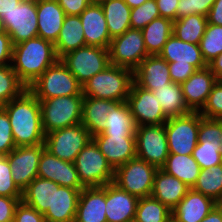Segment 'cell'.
Wrapping results in <instances>:
<instances>
[{
    "mask_svg": "<svg viewBox=\"0 0 222 222\" xmlns=\"http://www.w3.org/2000/svg\"><path fill=\"white\" fill-rule=\"evenodd\" d=\"M2 107L8 114L16 147L44 144L40 103L28 88Z\"/></svg>",
    "mask_w": 222,
    "mask_h": 222,
    "instance_id": "1",
    "label": "cell"
},
{
    "mask_svg": "<svg viewBox=\"0 0 222 222\" xmlns=\"http://www.w3.org/2000/svg\"><path fill=\"white\" fill-rule=\"evenodd\" d=\"M57 60L54 44L39 36L13 45L11 66L27 88Z\"/></svg>",
    "mask_w": 222,
    "mask_h": 222,
    "instance_id": "2",
    "label": "cell"
},
{
    "mask_svg": "<svg viewBox=\"0 0 222 222\" xmlns=\"http://www.w3.org/2000/svg\"><path fill=\"white\" fill-rule=\"evenodd\" d=\"M134 82V71L109 65L82 85L84 96L126 102Z\"/></svg>",
    "mask_w": 222,
    "mask_h": 222,
    "instance_id": "3",
    "label": "cell"
},
{
    "mask_svg": "<svg viewBox=\"0 0 222 222\" xmlns=\"http://www.w3.org/2000/svg\"><path fill=\"white\" fill-rule=\"evenodd\" d=\"M84 95L58 96L39 101L45 134L81 123Z\"/></svg>",
    "mask_w": 222,
    "mask_h": 222,
    "instance_id": "4",
    "label": "cell"
},
{
    "mask_svg": "<svg viewBox=\"0 0 222 222\" xmlns=\"http://www.w3.org/2000/svg\"><path fill=\"white\" fill-rule=\"evenodd\" d=\"M28 89L39 101L58 96L83 95L82 85L60 59L49 66Z\"/></svg>",
    "mask_w": 222,
    "mask_h": 222,
    "instance_id": "5",
    "label": "cell"
},
{
    "mask_svg": "<svg viewBox=\"0 0 222 222\" xmlns=\"http://www.w3.org/2000/svg\"><path fill=\"white\" fill-rule=\"evenodd\" d=\"M157 170L156 166L136 156L114 170L113 183L138 198L151 196Z\"/></svg>",
    "mask_w": 222,
    "mask_h": 222,
    "instance_id": "6",
    "label": "cell"
},
{
    "mask_svg": "<svg viewBox=\"0 0 222 222\" xmlns=\"http://www.w3.org/2000/svg\"><path fill=\"white\" fill-rule=\"evenodd\" d=\"M74 164L84 187H101L113 182L114 169L93 140L79 152Z\"/></svg>",
    "mask_w": 222,
    "mask_h": 222,
    "instance_id": "7",
    "label": "cell"
},
{
    "mask_svg": "<svg viewBox=\"0 0 222 222\" xmlns=\"http://www.w3.org/2000/svg\"><path fill=\"white\" fill-rule=\"evenodd\" d=\"M60 60L81 85L111 65L108 48L95 46L75 49Z\"/></svg>",
    "mask_w": 222,
    "mask_h": 222,
    "instance_id": "8",
    "label": "cell"
},
{
    "mask_svg": "<svg viewBox=\"0 0 222 222\" xmlns=\"http://www.w3.org/2000/svg\"><path fill=\"white\" fill-rule=\"evenodd\" d=\"M200 113L170 117L165 123L169 153L192 155L198 143Z\"/></svg>",
    "mask_w": 222,
    "mask_h": 222,
    "instance_id": "9",
    "label": "cell"
},
{
    "mask_svg": "<svg viewBox=\"0 0 222 222\" xmlns=\"http://www.w3.org/2000/svg\"><path fill=\"white\" fill-rule=\"evenodd\" d=\"M192 156L201 169L222 164V119H209L200 114L198 143Z\"/></svg>",
    "mask_w": 222,
    "mask_h": 222,
    "instance_id": "10",
    "label": "cell"
},
{
    "mask_svg": "<svg viewBox=\"0 0 222 222\" xmlns=\"http://www.w3.org/2000/svg\"><path fill=\"white\" fill-rule=\"evenodd\" d=\"M92 140L90 132L80 123L45 134V149L57 158L75 162L79 152Z\"/></svg>",
    "mask_w": 222,
    "mask_h": 222,
    "instance_id": "11",
    "label": "cell"
},
{
    "mask_svg": "<svg viewBox=\"0 0 222 222\" xmlns=\"http://www.w3.org/2000/svg\"><path fill=\"white\" fill-rule=\"evenodd\" d=\"M110 64L135 70L149 54L145 48L141 29H128L112 38L109 45Z\"/></svg>",
    "mask_w": 222,
    "mask_h": 222,
    "instance_id": "12",
    "label": "cell"
},
{
    "mask_svg": "<svg viewBox=\"0 0 222 222\" xmlns=\"http://www.w3.org/2000/svg\"><path fill=\"white\" fill-rule=\"evenodd\" d=\"M135 136L136 156L161 168L169 155L165 124L137 126Z\"/></svg>",
    "mask_w": 222,
    "mask_h": 222,
    "instance_id": "13",
    "label": "cell"
},
{
    "mask_svg": "<svg viewBox=\"0 0 222 222\" xmlns=\"http://www.w3.org/2000/svg\"><path fill=\"white\" fill-rule=\"evenodd\" d=\"M1 19L13 45L38 36L36 0H21Z\"/></svg>",
    "mask_w": 222,
    "mask_h": 222,
    "instance_id": "14",
    "label": "cell"
},
{
    "mask_svg": "<svg viewBox=\"0 0 222 222\" xmlns=\"http://www.w3.org/2000/svg\"><path fill=\"white\" fill-rule=\"evenodd\" d=\"M126 102L136 127L165 124L168 119L153 92L141 88L135 82L131 86Z\"/></svg>",
    "mask_w": 222,
    "mask_h": 222,
    "instance_id": "15",
    "label": "cell"
},
{
    "mask_svg": "<svg viewBox=\"0 0 222 222\" xmlns=\"http://www.w3.org/2000/svg\"><path fill=\"white\" fill-rule=\"evenodd\" d=\"M44 149L45 144L15 147L7 155L13 181L21 191L38 177V164Z\"/></svg>",
    "mask_w": 222,
    "mask_h": 222,
    "instance_id": "16",
    "label": "cell"
},
{
    "mask_svg": "<svg viewBox=\"0 0 222 222\" xmlns=\"http://www.w3.org/2000/svg\"><path fill=\"white\" fill-rule=\"evenodd\" d=\"M38 177L80 191L85 188L79 180L75 164L57 158L46 149L43 150L38 164Z\"/></svg>",
    "mask_w": 222,
    "mask_h": 222,
    "instance_id": "17",
    "label": "cell"
},
{
    "mask_svg": "<svg viewBox=\"0 0 222 222\" xmlns=\"http://www.w3.org/2000/svg\"><path fill=\"white\" fill-rule=\"evenodd\" d=\"M92 140L114 170L136 157L135 135H95Z\"/></svg>",
    "mask_w": 222,
    "mask_h": 222,
    "instance_id": "18",
    "label": "cell"
},
{
    "mask_svg": "<svg viewBox=\"0 0 222 222\" xmlns=\"http://www.w3.org/2000/svg\"><path fill=\"white\" fill-rule=\"evenodd\" d=\"M217 80L207 66L196 70L181 84L185 103L192 112H199L203 108Z\"/></svg>",
    "mask_w": 222,
    "mask_h": 222,
    "instance_id": "19",
    "label": "cell"
},
{
    "mask_svg": "<svg viewBox=\"0 0 222 222\" xmlns=\"http://www.w3.org/2000/svg\"><path fill=\"white\" fill-rule=\"evenodd\" d=\"M139 198L122 190L113 182L106 184L107 222H133Z\"/></svg>",
    "mask_w": 222,
    "mask_h": 222,
    "instance_id": "20",
    "label": "cell"
},
{
    "mask_svg": "<svg viewBox=\"0 0 222 222\" xmlns=\"http://www.w3.org/2000/svg\"><path fill=\"white\" fill-rule=\"evenodd\" d=\"M79 17L84 31L86 46L109 48L112 38L109 35L101 4L90 3Z\"/></svg>",
    "mask_w": 222,
    "mask_h": 222,
    "instance_id": "21",
    "label": "cell"
},
{
    "mask_svg": "<svg viewBox=\"0 0 222 222\" xmlns=\"http://www.w3.org/2000/svg\"><path fill=\"white\" fill-rule=\"evenodd\" d=\"M134 82L149 91L172 83L168 62L159 55H148L134 70Z\"/></svg>",
    "mask_w": 222,
    "mask_h": 222,
    "instance_id": "22",
    "label": "cell"
},
{
    "mask_svg": "<svg viewBox=\"0 0 222 222\" xmlns=\"http://www.w3.org/2000/svg\"><path fill=\"white\" fill-rule=\"evenodd\" d=\"M217 204L212 198L190 188L172 210V222H200Z\"/></svg>",
    "mask_w": 222,
    "mask_h": 222,
    "instance_id": "23",
    "label": "cell"
},
{
    "mask_svg": "<svg viewBox=\"0 0 222 222\" xmlns=\"http://www.w3.org/2000/svg\"><path fill=\"white\" fill-rule=\"evenodd\" d=\"M106 185L81 190L74 222H107Z\"/></svg>",
    "mask_w": 222,
    "mask_h": 222,
    "instance_id": "24",
    "label": "cell"
},
{
    "mask_svg": "<svg viewBox=\"0 0 222 222\" xmlns=\"http://www.w3.org/2000/svg\"><path fill=\"white\" fill-rule=\"evenodd\" d=\"M79 189L53 186L52 207L44 214L46 222H74L80 196Z\"/></svg>",
    "mask_w": 222,
    "mask_h": 222,
    "instance_id": "25",
    "label": "cell"
},
{
    "mask_svg": "<svg viewBox=\"0 0 222 222\" xmlns=\"http://www.w3.org/2000/svg\"><path fill=\"white\" fill-rule=\"evenodd\" d=\"M38 36L56 43L65 19L64 10L57 0H36Z\"/></svg>",
    "mask_w": 222,
    "mask_h": 222,
    "instance_id": "26",
    "label": "cell"
},
{
    "mask_svg": "<svg viewBox=\"0 0 222 222\" xmlns=\"http://www.w3.org/2000/svg\"><path fill=\"white\" fill-rule=\"evenodd\" d=\"M189 189L190 187L184 182L159 168L154 176L151 196L172 211Z\"/></svg>",
    "mask_w": 222,
    "mask_h": 222,
    "instance_id": "27",
    "label": "cell"
},
{
    "mask_svg": "<svg viewBox=\"0 0 222 222\" xmlns=\"http://www.w3.org/2000/svg\"><path fill=\"white\" fill-rule=\"evenodd\" d=\"M159 56L167 62L191 64L197 70L208 66L203 59L199 44L184 42L178 39L174 34L168 38Z\"/></svg>",
    "mask_w": 222,
    "mask_h": 222,
    "instance_id": "28",
    "label": "cell"
},
{
    "mask_svg": "<svg viewBox=\"0 0 222 222\" xmlns=\"http://www.w3.org/2000/svg\"><path fill=\"white\" fill-rule=\"evenodd\" d=\"M119 101L84 96L81 124L93 136L105 131L107 115Z\"/></svg>",
    "mask_w": 222,
    "mask_h": 222,
    "instance_id": "29",
    "label": "cell"
},
{
    "mask_svg": "<svg viewBox=\"0 0 222 222\" xmlns=\"http://www.w3.org/2000/svg\"><path fill=\"white\" fill-rule=\"evenodd\" d=\"M84 46H86V42L80 17L78 15H66L57 41L54 44L58 59Z\"/></svg>",
    "mask_w": 222,
    "mask_h": 222,
    "instance_id": "30",
    "label": "cell"
},
{
    "mask_svg": "<svg viewBox=\"0 0 222 222\" xmlns=\"http://www.w3.org/2000/svg\"><path fill=\"white\" fill-rule=\"evenodd\" d=\"M161 169L168 174L178 178L192 188L200 174L201 167L192 155H181L169 153L165 164Z\"/></svg>",
    "mask_w": 222,
    "mask_h": 222,
    "instance_id": "31",
    "label": "cell"
},
{
    "mask_svg": "<svg viewBox=\"0 0 222 222\" xmlns=\"http://www.w3.org/2000/svg\"><path fill=\"white\" fill-rule=\"evenodd\" d=\"M54 181L36 177L22 191V201L33 207L41 214H45L52 207Z\"/></svg>",
    "mask_w": 222,
    "mask_h": 222,
    "instance_id": "32",
    "label": "cell"
},
{
    "mask_svg": "<svg viewBox=\"0 0 222 222\" xmlns=\"http://www.w3.org/2000/svg\"><path fill=\"white\" fill-rule=\"evenodd\" d=\"M152 92L168 118L183 116L192 112L185 103L181 84L168 83Z\"/></svg>",
    "mask_w": 222,
    "mask_h": 222,
    "instance_id": "33",
    "label": "cell"
},
{
    "mask_svg": "<svg viewBox=\"0 0 222 222\" xmlns=\"http://www.w3.org/2000/svg\"><path fill=\"white\" fill-rule=\"evenodd\" d=\"M145 48L149 55H159L168 38L173 34V21L159 17L141 29Z\"/></svg>",
    "mask_w": 222,
    "mask_h": 222,
    "instance_id": "34",
    "label": "cell"
},
{
    "mask_svg": "<svg viewBox=\"0 0 222 222\" xmlns=\"http://www.w3.org/2000/svg\"><path fill=\"white\" fill-rule=\"evenodd\" d=\"M101 6L105 14L111 38L122 35L131 28V8L124 0H106L101 3Z\"/></svg>",
    "mask_w": 222,
    "mask_h": 222,
    "instance_id": "35",
    "label": "cell"
},
{
    "mask_svg": "<svg viewBox=\"0 0 222 222\" xmlns=\"http://www.w3.org/2000/svg\"><path fill=\"white\" fill-rule=\"evenodd\" d=\"M105 131L97 135H135L136 125L127 102H119L107 115Z\"/></svg>",
    "mask_w": 222,
    "mask_h": 222,
    "instance_id": "36",
    "label": "cell"
},
{
    "mask_svg": "<svg viewBox=\"0 0 222 222\" xmlns=\"http://www.w3.org/2000/svg\"><path fill=\"white\" fill-rule=\"evenodd\" d=\"M207 23L206 16L191 14L173 21V34L184 42L199 44Z\"/></svg>",
    "mask_w": 222,
    "mask_h": 222,
    "instance_id": "37",
    "label": "cell"
},
{
    "mask_svg": "<svg viewBox=\"0 0 222 222\" xmlns=\"http://www.w3.org/2000/svg\"><path fill=\"white\" fill-rule=\"evenodd\" d=\"M135 222H172V211L153 196L139 198Z\"/></svg>",
    "mask_w": 222,
    "mask_h": 222,
    "instance_id": "38",
    "label": "cell"
},
{
    "mask_svg": "<svg viewBox=\"0 0 222 222\" xmlns=\"http://www.w3.org/2000/svg\"><path fill=\"white\" fill-rule=\"evenodd\" d=\"M192 189L219 203L222 200V164L201 169Z\"/></svg>",
    "mask_w": 222,
    "mask_h": 222,
    "instance_id": "39",
    "label": "cell"
},
{
    "mask_svg": "<svg viewBox=\"0 0 222 222\" xmlns=\"http://www.w3.org/2000/svg\"><path fill=\"white\" fill-rule=\"evenodd\" d=\"M27 87L10 65L0 66V106L18 97Z\"/></svg>",
    "mask_w": 222,
    "mask_h": 222,
    "instance_id": "40",
    "label": "cell"
},
{
    "mask_svg": "<svg viewBox=\"0 0 222 222\" xmlns=\"http://www.w3.org/2000/svg\"><path fill=\"white\" fill-rule=\"evenodd\" d=\"M199 47L207 65L219 56L222 53V26L207 23Z\"/></svg>",
    "mask_w": 222,
    "mask_h": 222,
    "instance_id": "41",
    "label": "cell"
},
{
    "mask_svg": "<svg viewBox=\"0 0 222 222\" xmlns=\"http://www.w3.org/2000/svg\"><path fill=\"white\" fill-rule=\"evenodd\" d=\"M159 10L155 0H147L139 7L131 9L130 25L132 29H143L152 20L159 18Z\"/></svg>",
    "mask_w": 222,
    "mask_h": 222,
    "instance_id": "42",
    "label": "cell"
},
{
    "mask_svg": "<svg viewBox=\"0 0 222 222\" xmlns=\"http://www.w3.org/2000/svg\"><path fill=\"white\" fill-rule=\"evenodd\" d=\"M199 113L209 119H222V80H217Z\"/></svg>",
    "mask_w": 222,
    "mask_h": 222,
    "instance_id": "43",
    "label": "cell"
},
{
    "mask_svg": "<svg viewBox=\"0 0 222 222\" xmlns=\"http://www.w3.org/2000/svg\"><path fill=\"white\" fill-rule=\"evenodd\" d=\"M0 196L22 197V191L13 181L7 156H0Z\"/></svg>",
    "mask_w": 222,
    "mask_h": 222,
    "instance_id": "44",
    "label": "cell"
},
{
    "mask_svg": "<svg viewBox=\"0 0 222 222\" xmlns=\"http://www.w3.org/2000/svg\"><path fill=\"white\" fill-rule=\"evenodd\" d=\"M216 0H179L177 6V19L191 14L208 15Z\"/></svg>",
    "mask_w": 222,
    "mask_h": 222,
    "instance_id": "45",
    "label": "cell"
},
{
    "mask_svg": "<svg viewBox=\"0 0 222 222\" xmlns=\"http://www.w3.org/2000/svg\"><path fill=\"white\" fill-rule=\"evenodd\" d=\"M16 147L6 110L0 106V156H7Z\"/></svg>",
    "mask_w": 222,
    "mask_h": 222,
    "instance_id": "46",
    "label": "cell"
},
{
    "mask_svg": "<svg viewBox=\"0 0 222 222\" xmlns=\"http://www.w3.org/2000/svg\"><path fill=\"white\" fill-rule=\"evenodd\" d=\"M13 222H46L43 214L22 200L17 204Z\"/></svg>",
    "mask_w": 222,
    "mask_h": 222,
    "instance_id": "47",
    "label": "cell"
},
{
    "mask_svg": "<svg viewBox=\"0 0 222 222\" xmlns=\"http://www.w3.org/2000/svg\"><path fill=\"white\" fill-rule=\"evenodd\" d=\"M168 68L171 81L178 84L185 82L197 70L191 64H176V62H168Z\"/></svg>",
    "mask_w": 222,
    "mask_h": 222,
    "instance_id": "48",
    "label": "cell"
},
{
    "mask_svg": "<svg viewBox=\"0 0 222 222\" xmlns=\"http://www.w3.org/2000/svg\"><path fill=\"white\" fill-rule=\"evenodd\" d=\"M22 197L0 196V222H13L15 208Z\"/></svg>",
    "mask_w": 222,
    "mask_h": 222,
    "instance_id": "49",
    "label": "cell"
},
{
    "mask_svg": "<svg viewBox=\"0 0 222 222\" xmlns=\"http://www.w3.org/2000/svg\"><path fill=\"white\" fill-rule=\"evenodd\" d=\"M65 15H80L90 4V0H57Z\"/></svg>",
    "mask_w": 222,
    "mask_h": 222,
    "instance_id": "50",
    "label": "cell"
},
{
    "mask_svg": "<svg viewBox=\"0 0 222 222\" xmlns=\"http://www.w3.org/2000/svg\"><path fill=\"white\" fill-rule=\"evenodd\" d=\"M13 44L7 32L0 33V66L10 65L12 61Z\"/></svg>",
    "mask_w": 222,
    "mask_h": 222,
    "instance_id": "51",
    "label": "cell"
},
{
    "mask_svg": "<svg viewBox=\"0 0 222 222\" xmlns=\"http://www.w3.org/2000/svg\"><path fill=\"white\" fill-rule=\"evenodd\" d=\"M158 6L160 17L177 20V6L179 0H155Z\"/></svg>",
    "mask_w": 222,
    "mask_h": 222,
    "instance_id": "52",
    "label": "cell"
},
{
    "mask_svg": "<svg viewBox=\"0 0 222 222\" xmlns=\"http://www.w3.org/2000/svg\"><path fill=\"white\" fill-rule=\"evenodd\" d=\"M210 24L222 26V0H216L207 15Z\"/></svg>",
    "mask_w": 222,
    "mask_h": 222,
    "instance_id": "53",
    "label": "cell"
},
{
    "mask_svg": "<svg viewBox=\"0 0 222 222\" xmlns=\"http://www.w3.org/2000/svg\"><path fill=\"white\" fill-rule=\"evenodd\" d=\"M208 67L218 80H222V53L211 61Z\"/></svg>",
    "mask_w": 222,
    "mask_h": 222,
    "instance_id": "54",
    "label": "cell"
},
{
    "mask_svg": "<svg viewBox=\"0 0 222 222\" xmlns=\"http://www.w3.org/2000/svg\"><path fill=\"white\" fill-rule=\"evenodd\" d=\"M200 222H222V206L218 203Z\"/></svg>",
    "mask_w": 222,
    "mask_h": 222,
    "instance_id": "55",
    "label": "cell"
},
{
    "mask_svg": "<svg viewBox=\"0 0 222 222\" xmlns=\"http://www.w3.org/2000/svg\"><path fill=\"white\" fill-rule=\"evenodd\" d=\"M21 0H0V18L16 7Z\"/></svg>",
    "mask_w": 222,
    "mask_h": 222,
    "instance_id": "56",
    "label": "cell"
},
{
    "mask_svg": "<svg viewBox=\"0 0 222 222\" xmlns=\"http://www.w3.org/2000/svg\"><path fill=\"white\" fill-rule=\"evenodd\" d=\"M124 1L132 9V8H135V7H139L140 5H142L147 0H124Z\"/></svg>",
    "mask_w": 222,
    "mask_h": 222,
    "instance_id": "57",
    "label": "cell"
},
{
    "mask_svg": "<svg viewBox=\"0 0 222 222\" xmlns=\"http://www.w3.org/2000/svg\"><path fill=\"white\" fill-rule=\"evenodd\" d=\"M5 32L6 30L3 24V20L0 18V33H5Z\"/></svg>",
    "mask_w": 222,
    "mask_h": 222,
    "instance_id": "58",
    "label": "cell"
},
{
    "mask_svg": "<svg viewBox=\"0 0 222 222\" xmlns=\"http://www.w3.org/2000/svg\"><path fill=\"white\" fill-rule=\"evenodd\" d=\"M104 1H106V0H90V3L101 4Z\"/></svg>",
    "mask_w": 222,
    "mask_h": 222,
    "instance_id": "59",
    "label": "cell"
}]
</instances>
